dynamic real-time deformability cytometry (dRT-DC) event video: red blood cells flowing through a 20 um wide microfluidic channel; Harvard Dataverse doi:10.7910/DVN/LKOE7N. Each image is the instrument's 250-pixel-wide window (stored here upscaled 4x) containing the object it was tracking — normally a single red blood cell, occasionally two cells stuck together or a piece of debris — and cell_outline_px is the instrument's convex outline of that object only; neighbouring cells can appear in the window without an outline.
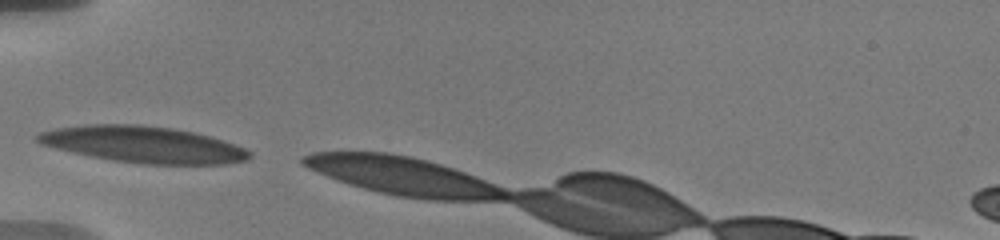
{"species": "human", "species_latin": "Homo sapiens", "temperature_condition": "warm", "stored_images_in_passage": 3, "camera_frame_rate_fps": 3000, "um_per_image_px": 0.085, "donor": {"sex": "male"}, "frame": {"image": 1, "passage_image": 1, "time_ms": 0.0, "image_size_px": [1000, 240], "cell_outline_px": [[252, 156], [248, 160], [224, 164], [144, 164], [112, 160], [72, 152], [40, 144], [36, 140], [36, 136], [40, 132], [56, 128], [84, 124], [140, 124], [172, 128], [196, 132], [212, 136], [244, 148], [252, 152]], "centroid_in_image_um": [12.2, 12.27], "position_along_channel_um": 72.8, "area_um2": 45.08}}